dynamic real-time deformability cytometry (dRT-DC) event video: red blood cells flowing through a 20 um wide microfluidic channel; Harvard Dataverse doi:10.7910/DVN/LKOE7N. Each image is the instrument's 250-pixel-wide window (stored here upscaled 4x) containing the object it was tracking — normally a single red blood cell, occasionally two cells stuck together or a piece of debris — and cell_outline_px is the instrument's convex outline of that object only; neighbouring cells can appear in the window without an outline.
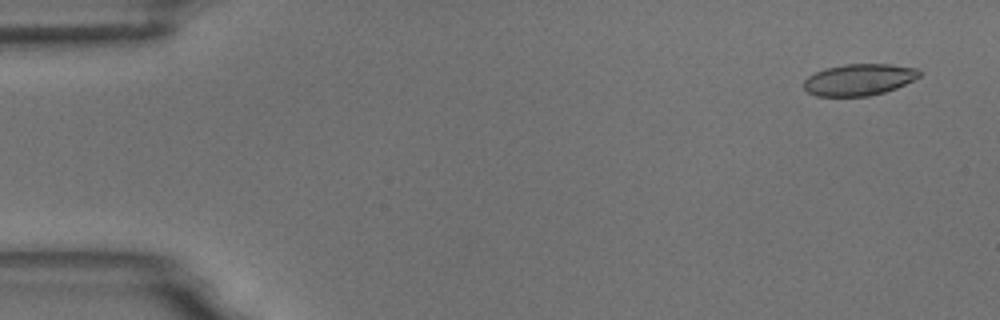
{"species": "common noctule bat (a hibernating species)", "species_latin": "Nyctalus noctula", "temperature_condition": "room temperature", "stored_images_in_passage": 4, "camera_frame_rate_fps": 3000, "um_per_image_px": 0.085, "animal": {"sex": "male", "body_mass_g": 18.8}, "frame": {"image": 1, "passage_image": 1, "time_ms": 0.0, "image_size_px": [1000, 320], "cell_outline_px": [[920, 76], [896, 88], [884, 92], [868, 96], [816, 96], [808, 92], [804, 88], [804, 80], [808, 76], [824, 68], [844, 64], [888, 64], [916, 68], [920, 72]], "centroid_in_image_um": [72.98, 6.77], "position_along_channel_um": 12.0, "area_um2": 21.15}}